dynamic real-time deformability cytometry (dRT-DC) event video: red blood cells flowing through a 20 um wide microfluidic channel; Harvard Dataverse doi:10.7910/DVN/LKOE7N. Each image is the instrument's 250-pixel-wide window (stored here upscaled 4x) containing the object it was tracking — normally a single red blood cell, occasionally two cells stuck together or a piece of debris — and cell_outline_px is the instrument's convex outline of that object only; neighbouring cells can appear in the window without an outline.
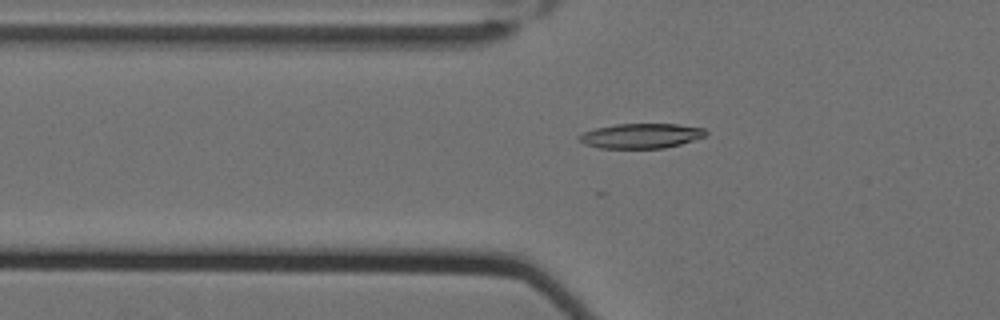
{"species": "Egyptian fruit bat (a non-hibernating species)", "species_latin": "Rousettus aegyptiacus", "temperature_condition": "cold", "stored_images_in_passage": 60, "camera_frame_rate_fps": 3000, "um_per_image_px": 0.085, "animal": {"sex": "female"}, "frame": {"image": 1, "passage_image": 23, "time_ms": 7.333, "image_size_px": [1000, 320], "cell_outline_px": [[708, 132], [704, 136], [680, 144], [664, 148], [600, 148], [584, 144], [576, 136], [584, 132], [596, 128], [616, 124], [676, 124], [704, 128]], "centroid_in_image_um": [54.47, 11.54], "position_along_channel_um": 71.3, "area_um2": 18.21}}
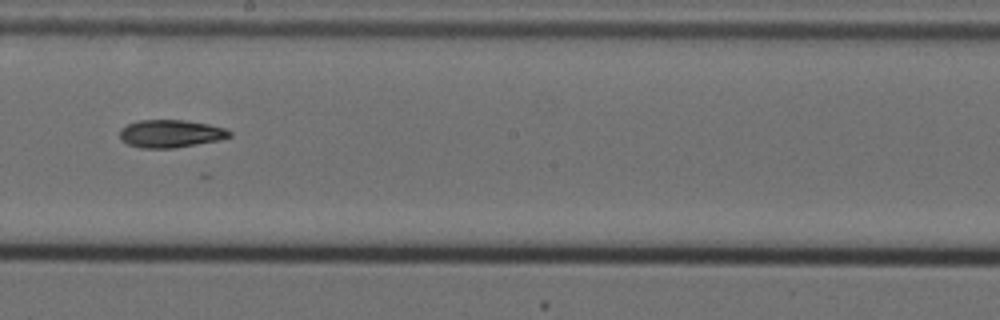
{"frame": {"image": 2, "passage_image": 37, "time_ms": 12.0, "image_size_px": [1000, 320], "cell_outline_px": [[232, 136], [220, 140], [172, 148], [140, 148], [128, 144], [120, 140], [120, 128], [128, 124], [140, 120], [184, 120], [208, 124], [224, 128], [232, 132]], "centroid_in_image_um": [14.49, 11.36], "position_along_channel_um": 233.7, "area_um2": 17.74}}
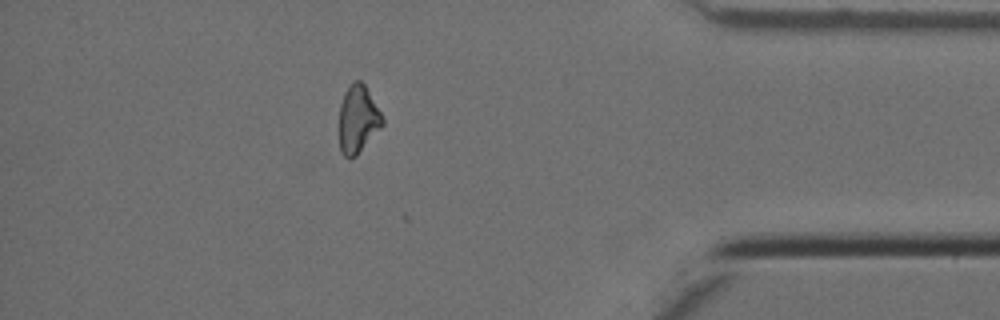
{"frame": {"image": 3, "passage_image": 54, "time_ms": 17.667, "image_size_px": [1000, 320], "cell_outline_px": [[384, 124], [356, 156], [348, 160], [340, 152], [340, 104], [344, 92], [352, 80], [360, 80], [364, 84], [380, 112], [384, 120]], "centroid_in_image_um": [30.41, 10.14], "position_along_channel_um": 404.8, "area_um2": 16.99}, "authors_computed_cell_mechanics": {"area_um2": 18.0336, "velocity_mm_per_s": 3.5105, "shape_relaxation_time_tau1_ms": null, "shape_relaxation_time_tau2_ms": 6.1675, "deformation_change_tau1": null, "deformation_change_tau2": 0.1184}}